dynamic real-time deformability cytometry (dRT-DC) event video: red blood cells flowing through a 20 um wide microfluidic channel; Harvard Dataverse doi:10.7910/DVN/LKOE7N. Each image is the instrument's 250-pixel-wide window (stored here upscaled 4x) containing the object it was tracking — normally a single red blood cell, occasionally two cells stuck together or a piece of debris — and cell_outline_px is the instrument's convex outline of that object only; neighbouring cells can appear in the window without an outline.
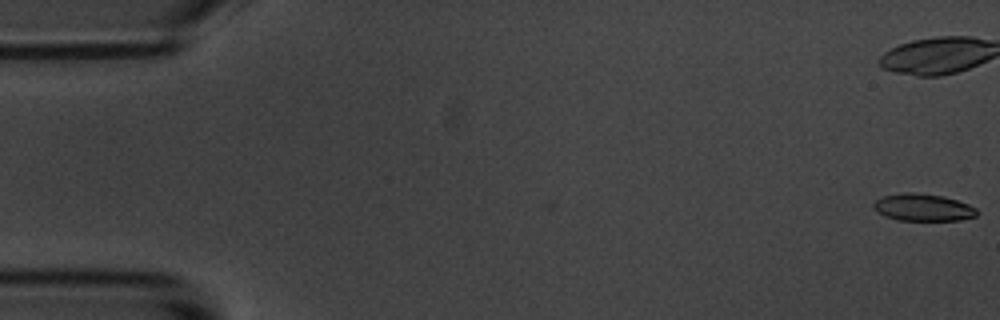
{"species": "common noctule bat (a hibernating species)", "species_latin": "Nyctalus noctula", "temperature_condition": "room temperature", "stored_images_in_passage": 59, "camera_frame_rate_fps": 3000, "um_per_image_px": 0.085, "animal": {"sex": "male", "body_mass_g": 20.1, "forearm_length_mm": 53.5}, "frame": {"image": 1, "passage_image": 1, "time_ms": 0.0, "image_size_px": [1000, 320], "cell_outline_px": [[980, 212], [976, 216], [960, 220], [896, 220], [884, 216], [876, 212], [872, 208], [872, 204], [876, 200], [884, 196], [904, 192], [912, 192], [944, 196], [968, 204], [976, 208]], "centroid_in_image_um": [78.44, 17.63], "position_along_channel_um": 6.6, "area_um2": 16.53}}
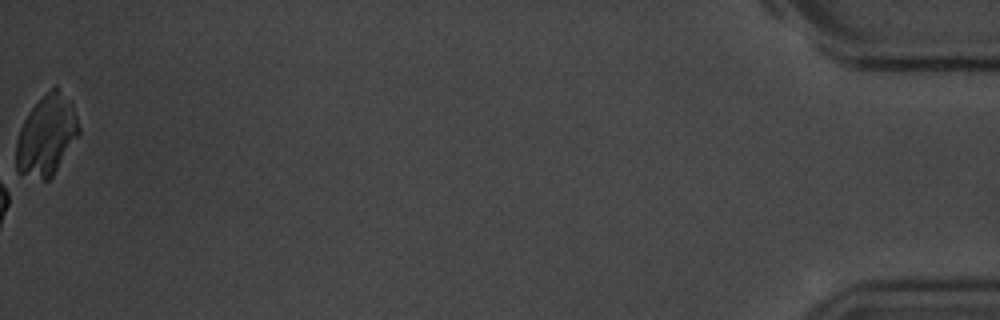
{"frame": {"image": 2, "passage_image": 59, "time_ms": 19.333, "image_size_px": [1000, 320], "cell_outline_px": [[80, 136], [52, 176], [48, 180], [44, 180], [16, 172], [16, 140], [20, 128], [28, 112], [56, 84], [72, 100], [80, 128]], "centroid_in_image_um": [3.99, 11.5], "position_along_channel_um": 431.2, "area_um2": 29.65}}